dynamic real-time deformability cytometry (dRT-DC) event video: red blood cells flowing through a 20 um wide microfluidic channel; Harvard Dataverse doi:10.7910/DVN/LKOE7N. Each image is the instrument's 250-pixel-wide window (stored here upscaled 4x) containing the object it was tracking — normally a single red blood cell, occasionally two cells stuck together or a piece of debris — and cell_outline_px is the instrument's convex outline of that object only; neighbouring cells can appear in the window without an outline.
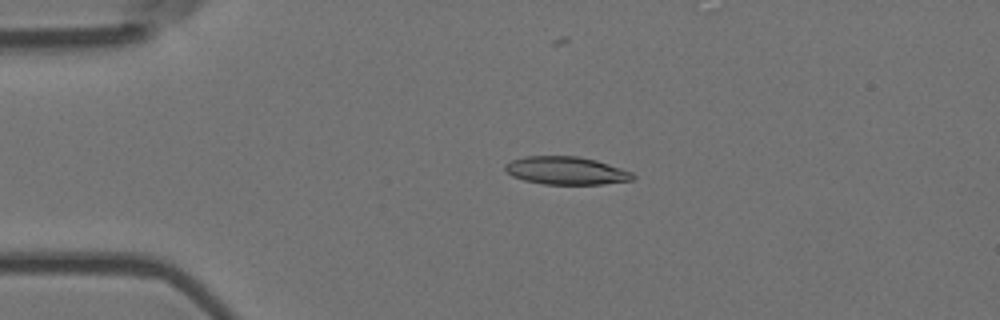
{"species": "Egyptian fruit bat (a non-hibernating species)", "species_latin": "Rousettus aegyptiacus", "temperature_condition": "room temperature", "stored_images_in_passage": 5, "camera_frame_rate_fps": 3000, "um_per_image_px": 0.085, "animal": {"sex": "female"}, "frame": {"image": 1, "passage_image": 4, "time_ms": 1.0, "image_size_px": [1000, 320], "cell_outline_px": [[636, 176], [632, 180], [600, 184], [544, 184], [524, 180], [512, 176], [504, 168], [504, 164], [512, 160], [524, 156], [580, 156], [596, 160], [632, 172]], "centroid_in_image_um": [48.11, 14.49], "position_along_channel_um": 36.9, "area_um2": 20.69}}